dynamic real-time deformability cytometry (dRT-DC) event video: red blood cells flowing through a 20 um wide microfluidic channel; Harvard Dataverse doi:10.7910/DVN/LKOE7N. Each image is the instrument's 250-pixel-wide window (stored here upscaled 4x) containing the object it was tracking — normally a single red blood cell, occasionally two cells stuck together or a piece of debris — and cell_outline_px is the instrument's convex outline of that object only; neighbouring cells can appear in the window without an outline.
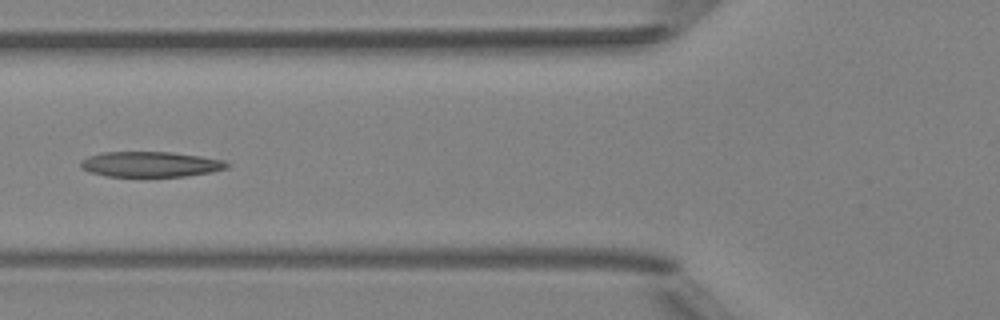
{"species": "Egyptian fruit bat (a non-hibernating species)", "species_latin": "Rousettus aegyptiacus", "temperature_condition": "room temperature", "stored_images_in_passage": 7, "camera_frame_rate_fps": 3000, "um_per_image_px": 0.085, "animal": {"sex": "female"}, "frame": {"image": 1, "passage_image": 6, "time_ms": 6.667, "image_size_px": [1000, 320], "cell_outline_px": [[232, 164], [228, 168], [212, 172], [184, 176], [108, 176], [92, 172], [80, 168], [80, 160], [88, 156], [100, 152], [172, 152], [200, 156], [224, 160]], "centroid_in_image_um": [12.81, 13.95], "position_along_channel_um": 113.0, "area_um2": 21.68}}
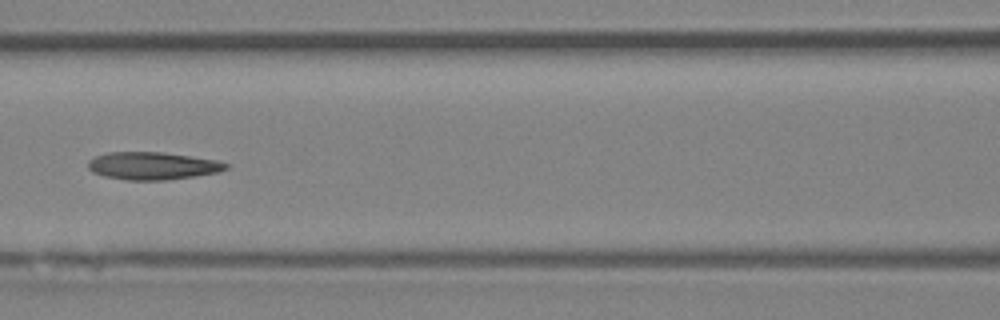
{"frame": {"image": 2, "passage_image": 7, "time_ms": 7.667, "image_size_px": [1000, 320], "cell_outline_px": [[232, 164], [228, 168], [216, 172], [168, 180], [128, 180], [104, 176], [92, 172], [88, 168], [88, 160], [96, 156], [108, 152], [164, 152], [216, 160]], "centroid_in_image_um": [12.96, 14.09], "position_along_channel_um": 153.6, "area_um2": 22.14}}